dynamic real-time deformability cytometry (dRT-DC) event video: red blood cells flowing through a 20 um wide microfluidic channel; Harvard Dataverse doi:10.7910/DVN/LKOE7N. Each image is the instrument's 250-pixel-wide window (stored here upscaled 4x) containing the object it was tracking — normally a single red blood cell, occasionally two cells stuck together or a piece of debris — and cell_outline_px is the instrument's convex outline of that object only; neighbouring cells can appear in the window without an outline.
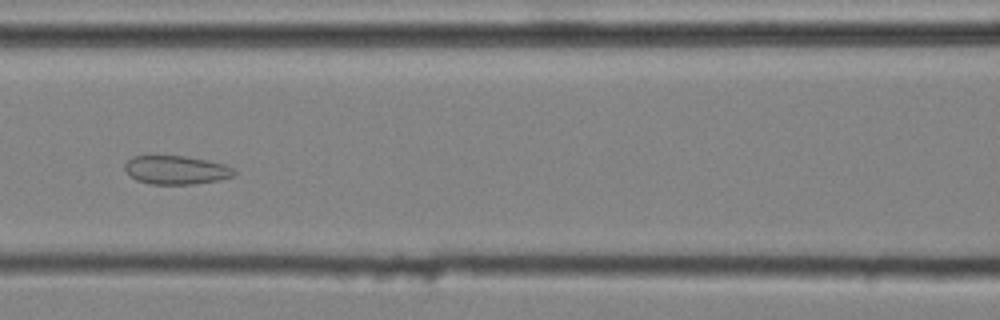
{"species": "common noctule bat (a hibernating species)", "species_latin": "Nyctalus noctula", "temperature_condition": "cold", "stored_images_in_passage": 47, "camera_frame_rate_fps": 3000, "um_per_image_px": 0.085, "animal": {"sex": "male", "body_mass_g": 20.4}, "frame": {"image": 1, "passage_image": 22, "time_ms": 7.0, "image_size_px": [1000, 320], "cell_outline_px": [[236, 172], [232, 176], [216, 180], [192, 184], [152, 184], [136, 180], [124, 168], [124, 164], [132, 156], [184, 156], [208, 160], [224, 164], [232, 168]], "centroid_in_image_um": [14.95, 14.44], "position_along_channel_um": 151.6, "area_um2": 17.98}}
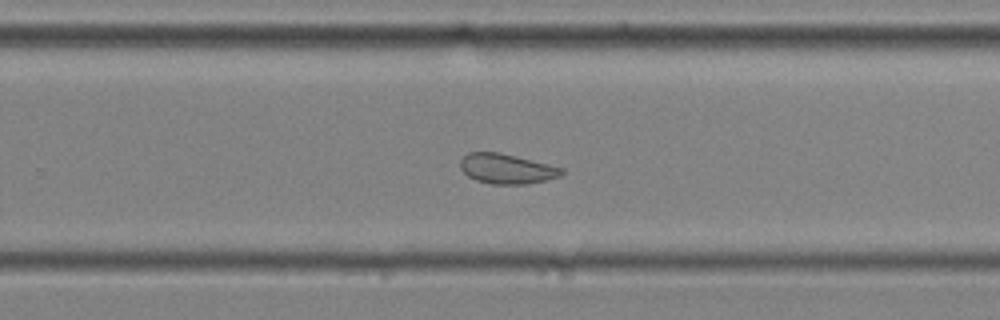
{"frame": {"image": 2, "passage_image": 32, "time_ms": 10.333, "image_size_px": [1000, 320], "cell_outline_px": [[564, 172], [560, 176], [544, 180], [524, 184], [492, 184], [476, 180], [468, 176], [460, 168], [460, 160], [468, 152], [500, 152], [564, 168]], "centroid_in_image_um": [43.05, 14.34], "position_along_channel_um": 286.8, "area_um2": 17.57}}
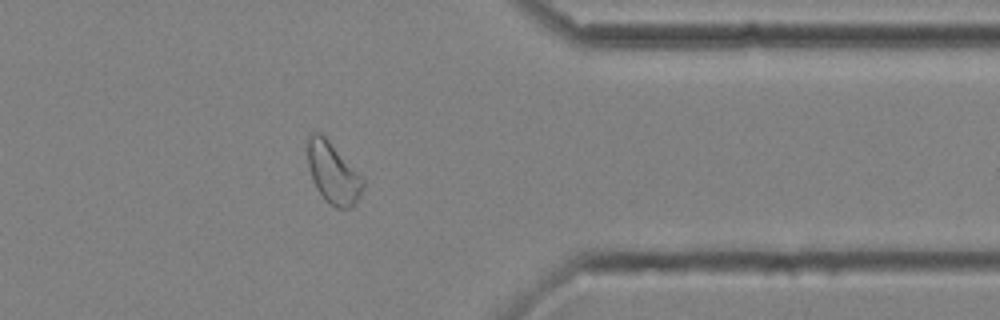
{"frame": {"image": 3, "passage_image": 40, "time_ms": 13.0, "image_size_px": [1000, 320], "cell_outline_px": [[364, 188], [356, 204], [352, 208], [336, 208], [324, 200], [316, 188], [312, 180], [308, 164], [304, 140], [308, 132], [320, 132], [328, 140], [364, 180]], "centroid_in_image_um": [28.24, 14.68], "position_along_channel_um": 383.2, "area_um2": 20.06}, "authors_computed_cell_mechanics": {"area_um2": 21.2704, "velocity_mm_per_s": 4.061, "shape_relaxation_time_tau1_ms": null, "shape_relaxation_time_tau2_ms": 1.6025, "deformation_change_tau1": null, "deformation_change_tau2": 0.0628}}